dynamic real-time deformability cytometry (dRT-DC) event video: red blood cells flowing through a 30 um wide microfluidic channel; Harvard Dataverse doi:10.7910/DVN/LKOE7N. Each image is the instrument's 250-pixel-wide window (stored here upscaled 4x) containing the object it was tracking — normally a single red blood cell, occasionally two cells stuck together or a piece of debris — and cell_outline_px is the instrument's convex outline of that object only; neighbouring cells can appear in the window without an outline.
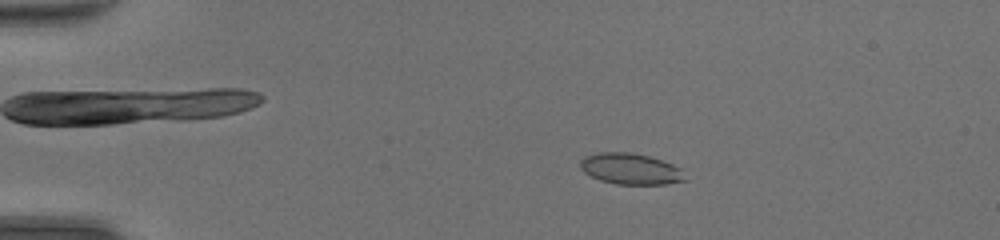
{"species": "common noctule bat (a hibernating species)", "species_latin": "Nyctalus noctula", "temperature_condition": "room temperature", "stored_images_in_passage": 48, "camera_frame_rate_fps": 3000, "um_per_image_px": 0.085, "animal": {"sex": "female", "body_mass_g": 20.0, "forearm_length_mm": 54.0}, "frame": {"image": 1, "passage_image": 10, "time_ms": 3.0, "image_size_px": [1000, 240], "cell_outline_px": [[688, 180], [668, 184], [616, 184], [600, 180], [584, 172], [580, 168], [580, 160], [584, 156], [596, 152], [632, 152], [648, 156], [672, 164], [680, 168]], "centroid_in_image_um": [53.59, 14.35], "position_along_channel_um": 31.4, "area_um2": 19.07}}
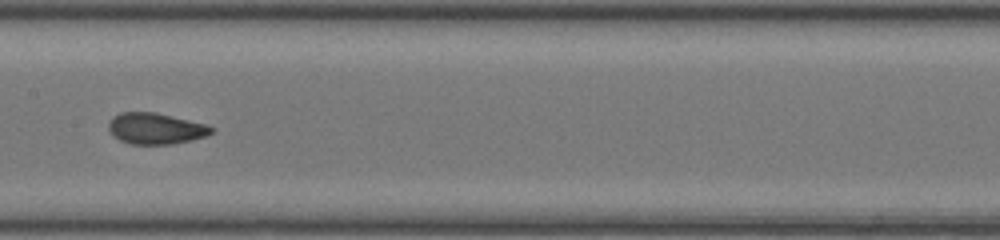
{"frame": {"image": 2, "passage_image": 26, "time_ms": 8.333, "image_size_px": [1000, 240], "cell_outline_px": [[216, 128], [208, 136], [192, 140], [172, 144], [132, 144], [120, 140], [112, 136], [108, 128], [108, 124], [112, 116], [120, 112], [156, 112], [208, 124]], "centroid_in_image_um": [13.25, 10.92], "position_along_channel_um": 194.1, "area_um2": 19.02}}
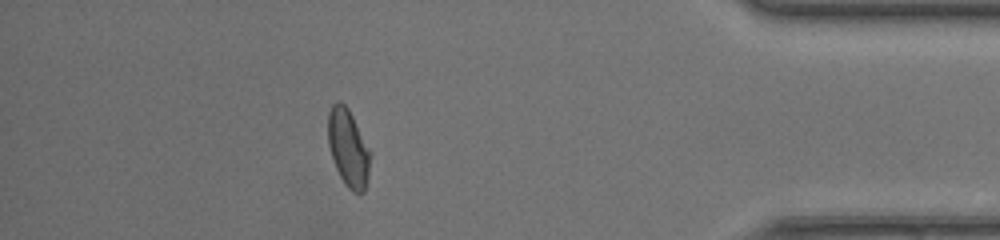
{"frame": {"image": 3, "passage_image": 43, "time_ms": 14.0, "image_size_px": [1000, 240], "cell_outline_px": [[372, 152], [368, 176], [364, 192], [352, 192], [344, 184], [332, 160], [328, 144], [328, 112], [332, 104], [336, 100], [340, 100], [348, 108]], "centroid_in_image_um": [29.6, 12.56], "position_along_channel_um": 405.6, "area_um2": 19.36}, "authors_computed_cell_mechanics": {"area_um2": 19.0162, "velocity_mm_per_s": 4.4006, "shape_relaxation_time_tau1_ms": 8.4144, "shape_relaxation_time_tau2_ms": null, "deformation_change_tau1": 0.2152, "deformation_change_tau2": null}}